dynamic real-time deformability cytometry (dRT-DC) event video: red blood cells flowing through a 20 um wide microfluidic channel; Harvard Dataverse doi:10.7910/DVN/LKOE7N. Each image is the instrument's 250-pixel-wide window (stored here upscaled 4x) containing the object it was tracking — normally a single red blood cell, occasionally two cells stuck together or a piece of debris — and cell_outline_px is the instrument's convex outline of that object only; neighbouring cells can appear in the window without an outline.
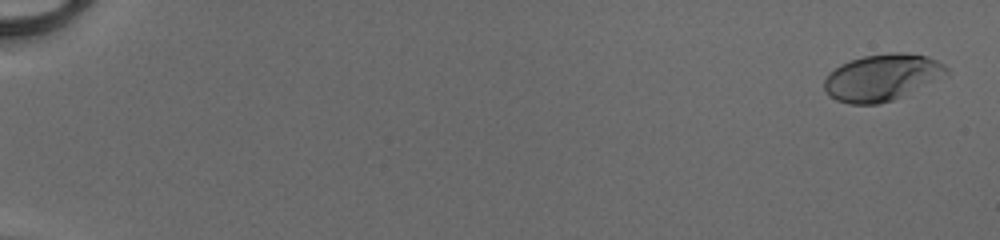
{"species": "human", "species_latin": "Homo sapiens", "temperature_condition": "cold", "stored_images_in_passage": 52, "camera_frame_rate_fps": 3000, "um_per_image_px": 0.085, "donor": {"sex": "male"}, "frame": {"image": 1, "passage_image": 2, "time_ms": 0.333, "image_size_px": [1000, 240], "cell_outline_px": [[948, 76], [892, 100], [880, 104], [848, 104], [836, 100], [828, 96], [824, 88], [824, 80], [828, 72], [840, 64], [864, 56], [892, 52], [900, 52], [924, 56], [936, 60], [944, 64], [948, 68]], "centroid_in_image_um": [74.96, 6.59], "position_along_channel_um": 10.0, "area_um2": 33.35}}
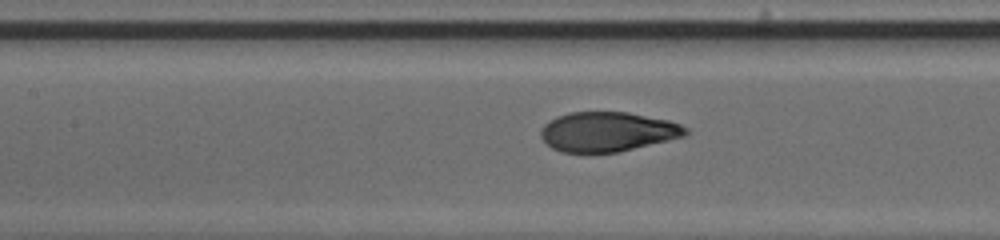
{"frame": {"image": 2, "passage_image": 27, "time_ms": 8.667, "image_size_px": [1000, 240], "cell_outline_px": [[688, 132], [684, 136], [620, 152], [560, 152], [552, 148], [540, 136], [540, 128], [544, 124], [556, 116], [568, 112], [628, 112], [668, 120], [680, 124], [688, 128]], "centroid_in_image_um": [51.62, 11.19], "position_along_channel_um": 155.8, "area_um2": 33.47}}
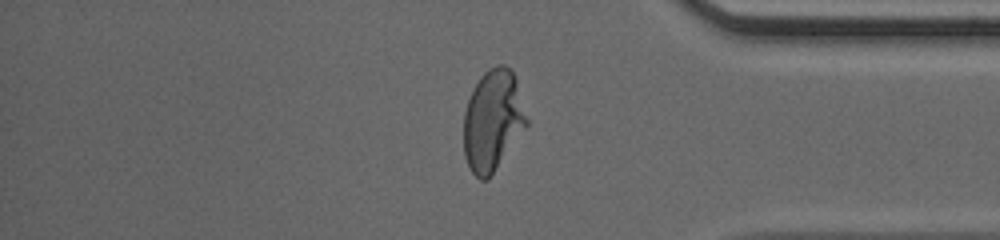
{"frame": {"image": 3, "passage_image": 45, "time_ms": 14.667, "image_size_px": [1000, 240], "cell_outline_px": [[528, 124], [488, 180], [480, 180], [472, 172], [464, 156], [464, 112], [468, 100], [480, 76], [488, 68], [496, 64], [504, 64], [512, 72], [516, 80], [528, 120]], "centroid_in_image_um": [41.88, 10.24], "position_along_channel_um": 393.3, "area_um2": 36.82}, "authors_computed_cell_mechanics": {"area_um2": 33.9864, "velocity_mm_per_s": 4.1607, "shape_relaxation_time_tau1_ms": 3.7468, "shape_relaxation_time_tau2_ms": null, "deformation_change_tau1": 0.1979, "deformation_change_tau2": null}}